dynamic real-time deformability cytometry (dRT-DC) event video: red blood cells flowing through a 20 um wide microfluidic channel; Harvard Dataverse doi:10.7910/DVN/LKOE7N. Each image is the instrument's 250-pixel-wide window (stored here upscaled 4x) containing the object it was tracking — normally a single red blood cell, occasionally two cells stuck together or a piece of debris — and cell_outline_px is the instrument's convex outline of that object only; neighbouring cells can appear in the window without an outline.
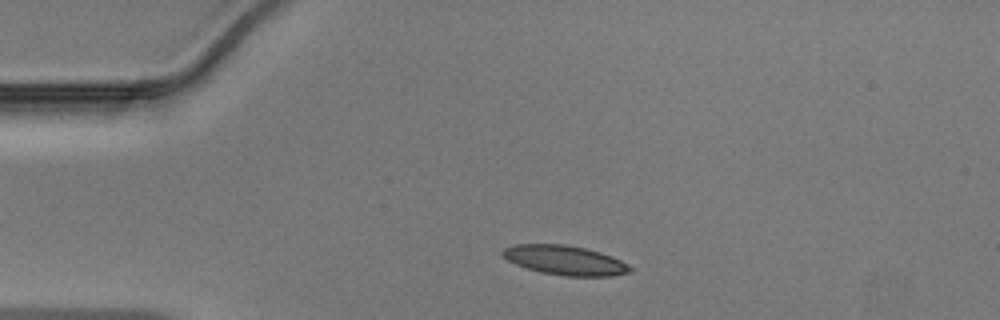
{"species": "Egyptian fruit bat (a non-hibernating species)", "species_latin": "Rousettus aegyptiacus", "temperature_condition": "warm", "stored_images_in_passage": 37, "camera_frame_rate_fps": 3000, "um_per_image_px": 0.085, "animal": {"sex": "male"}, "frame": {"image": 1, "passage_image": 6, "time_ms": 1.667, "image_size_px": [1000, 320], "cell_outline_px": [[632, 268], [628, 272], [612, 276], [564, 276], [544, 272], [528, 268], [516, 264], [508, 260], [500, 252], [504, 248], [512, 244], [564, 244], [584, 248], [600, 252], [612, 256], [628, 264]], "centroid_in_image_um": [48.01, 22.11], "position_along_channel_um": 37.0, "area_um2": 21.68}}
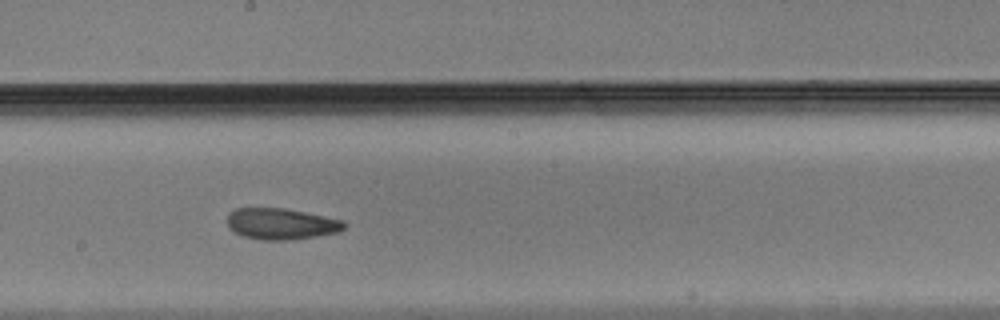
{"frame": {"image": 2, "passage_image": 22, "time_ms": 7.0, "image_size_px": [1000, 320], "cell_outline_px": [[348, 224], [344, 228], [336, 232], [316, 236], [288, 240], [260, 240], [244, 236], [228, 228], [228, 212], [236, 208], [284, 208], [344, 220]], "centroid_in_image_um": [23.89, 19.02], "position_along_channel_um": 224.3, "area_um2": 21.21}}
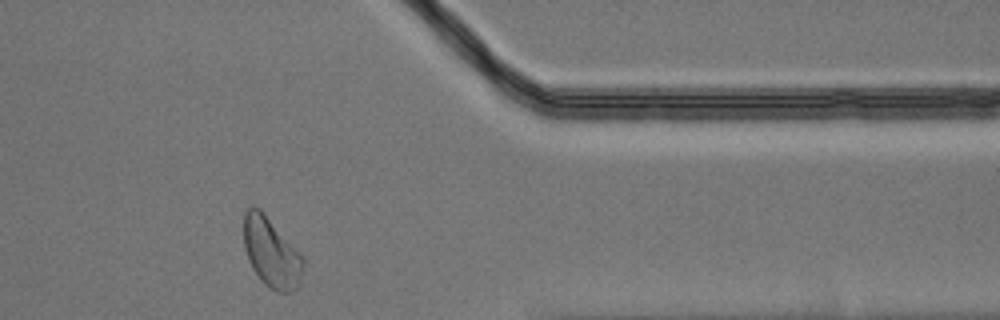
{"frame": {"image": 3, "passage_image": 35, "time_ms": 11.333, "image_size_px": [1000, 320], "cell_outline_px": [[304, 264], [296, 288], [292, 292], [276, 292], [264, 284], [260, 280], [252, 268], [248, 260], [244, 248], [244, 212], [252, 204], [260, 208], [264, 212], [304, 260]], "centroid_in_image_um": [23.01, 21.46], "position_along_channel_um": 388.4, "area_um2": 23.81}}